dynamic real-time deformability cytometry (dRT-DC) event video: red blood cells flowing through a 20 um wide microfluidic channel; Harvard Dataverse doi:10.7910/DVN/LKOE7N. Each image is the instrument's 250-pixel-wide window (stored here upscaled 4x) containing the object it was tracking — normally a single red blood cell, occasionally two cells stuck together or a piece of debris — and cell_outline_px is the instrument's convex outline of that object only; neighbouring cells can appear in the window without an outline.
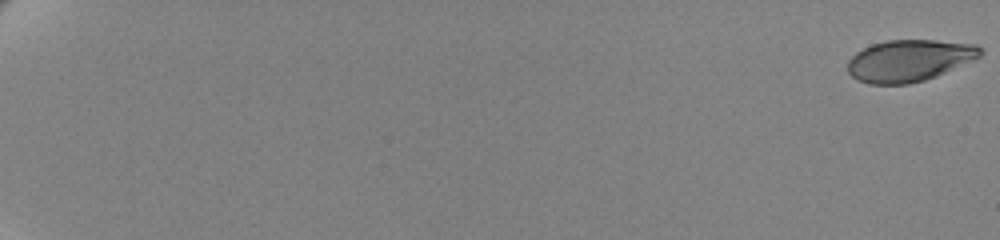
{"species": "human", "species_latin": "Homo sapiens", "temperature_condition": "cold", "stored_images_in_passage": 63, "camera_frame_rate_fps": 3000, "um_per_image_px": 0.085, "donor": {"sex": "female"}, "frame": {"image": 1, "passage_image": 1, "time_ms": 0.0, "image_size_px": [1000, 240], "cell_outline_px": [[984, 52], [980, 56], [936, 76], [924, 80], [908, 84], [868, 84], [852, 76], [848, 72], [848, 60], [856, 52], [872, 44], [888, 40], [936, 40], [976, 44]], "centroid_in_image_um": [77.27, 5.14], "position_along_channel_um": 7.7, "area_um2": 32.02}}
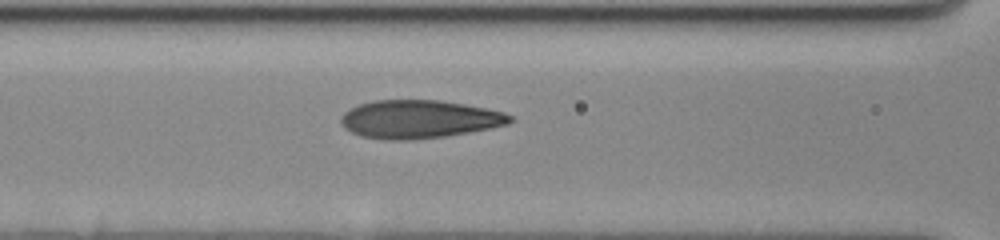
{"frame": {"image": 2, "passage_image": 32, "time_ms": 10.333, "image_size_px": [1000, 240], "cell_outline_px": [[512, 120], [508, 124], [468, 132], [444, 136], [412, 140], [384, 140], [360, 136], [344, 128], [340, 124], [340, 116], [348, 108], [372, 100], [440, 100], [464, 104], [504, 112], [512, 116]], "centroid_in_image_um": [35.55, 10.13], "position_along_channel_um": 131.0, "area_um2": 37.69}}
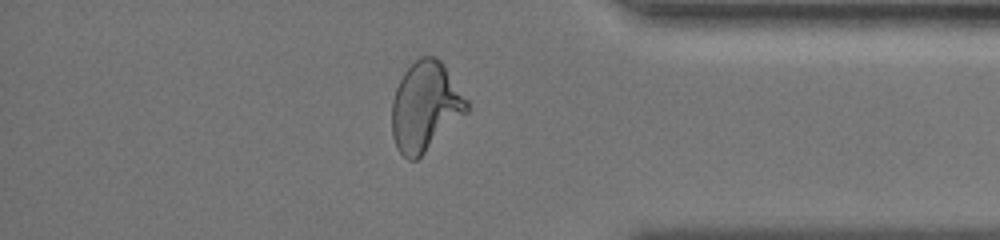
{"frame": {"image": 3, "passage_image": 56, "time_ms": 18.333, "image_size_px": [1000, 240], "cell_outline_px": [[468, 112], [416, 160], [408, 160], [396, 148], [392, 136], [392, 100], [396, 88], [404, 72], [420, 56], [436, 56], [444, 64], [468, 100]], "centroid_in_image_um": [36.15, 9.05], "position_along_channel_um": 399.1, "area_um2": 38.9}, "authors_computed_cell_mechanics": {"area_um2": 36.5874, "velocity_mm_per_s": 3.4757, "shape_relaxation_time_tau1_ms": 4.3798, "shape_relaxation_time_tau2_ms": 1.0713, "deformation_change_tau1": 0.1694, "deformation_change_tau2": 0.0691}}